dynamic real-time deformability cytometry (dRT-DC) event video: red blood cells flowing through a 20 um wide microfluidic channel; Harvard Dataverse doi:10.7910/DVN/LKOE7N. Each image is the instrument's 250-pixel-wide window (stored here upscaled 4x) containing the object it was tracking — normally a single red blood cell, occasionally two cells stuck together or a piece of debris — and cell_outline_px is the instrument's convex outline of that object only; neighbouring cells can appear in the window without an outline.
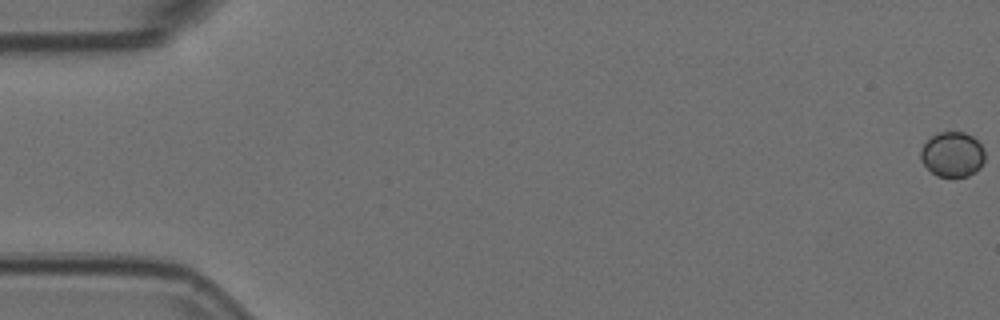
{"species": "Egyptian fruit bat (a non-hibernating species)", "species_latin": "Rousettus aegyptiacus", "temperature_condition": "room temperature", "stored_images_in_passage": 16, "camera_frame_rate_fps": 3000, "um_per_image_px": 0.085, "animal": {"sex": "female"}, "frame": {"image": 1, "passage_image": 1, "time_ms": 0.0, "image_size_px": [1000, 320], "cell_outline_px": [[984, 160], [980, 168], [976, 172], [968, 176], [936, 176], [920, 160], [920, 152], [924, 144], [932, 136], [940, 132], [964, 132], [972, 136], [984, 148]], "centroid_in_image_um": [80.97, 13.13], "position_along_channel_um": 4.0, "area_um2": 16.76}}
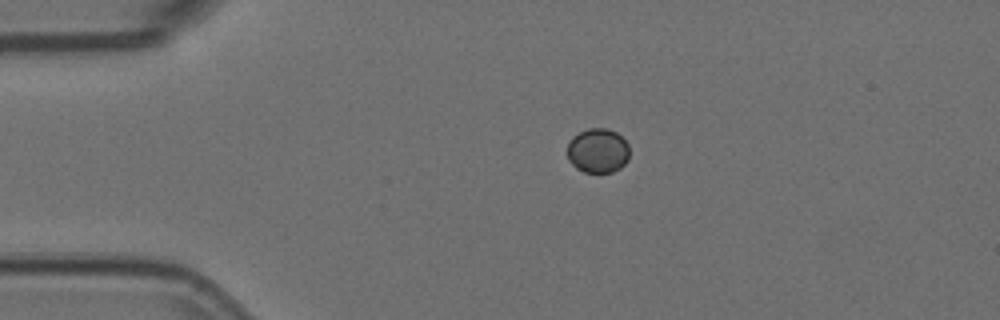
{"frame": {"image": 2, "passage_image": 13, "time_ms": 4.0, "image_size_px": [1000, 320], "cell_outline_px": [[628, 160], [620, 168], [612, 172], [584, 172], [576, 168], [568, 160], [568, 144], [572, 136], [588, 128], [608, 128], [616, 132], [628, 144]], "centroid_in_image_um": [50.81, 12.8], "position_along_channel_um": 34.2, "area_um2": 16.13}}